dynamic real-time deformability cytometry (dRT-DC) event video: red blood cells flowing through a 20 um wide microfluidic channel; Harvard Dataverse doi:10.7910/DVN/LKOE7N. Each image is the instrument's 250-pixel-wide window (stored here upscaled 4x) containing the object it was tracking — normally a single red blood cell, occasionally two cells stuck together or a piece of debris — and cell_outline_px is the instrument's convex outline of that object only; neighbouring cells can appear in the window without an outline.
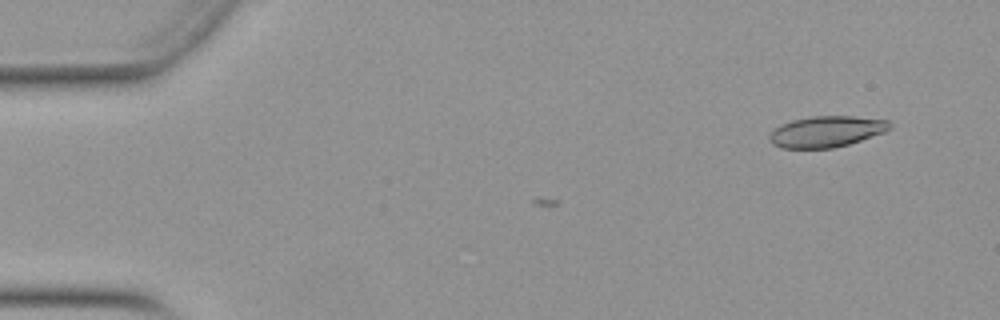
{"species": "Egyptian fruit bat (a non-hibernating species)", "species_latin": "Rousettus aegyptiacus", "temperature_condition": "warm", "stored_images_in_passage": 4, "camera_frame_rate_fps": 3000, "um_per_image_px": 0.085, "animal": {"sex": "female"}, "frame": {"image": 1, "passage_image": 4, "time_ms": 1.0, "image_size_px": [1000, 320], "cell_outline_px": [[892, 128], [884, 132], [848, 144], [832, 148], [784, 148], [772, 144], [768, 136], [780, 124], [792, 120], [812, 116], [852, 116], [888, 120], [892, 124]], "centroid_in_image_um": [70.25, 11.17], "position_along_channel_um": 14.7, "area_um2": 21.68}}